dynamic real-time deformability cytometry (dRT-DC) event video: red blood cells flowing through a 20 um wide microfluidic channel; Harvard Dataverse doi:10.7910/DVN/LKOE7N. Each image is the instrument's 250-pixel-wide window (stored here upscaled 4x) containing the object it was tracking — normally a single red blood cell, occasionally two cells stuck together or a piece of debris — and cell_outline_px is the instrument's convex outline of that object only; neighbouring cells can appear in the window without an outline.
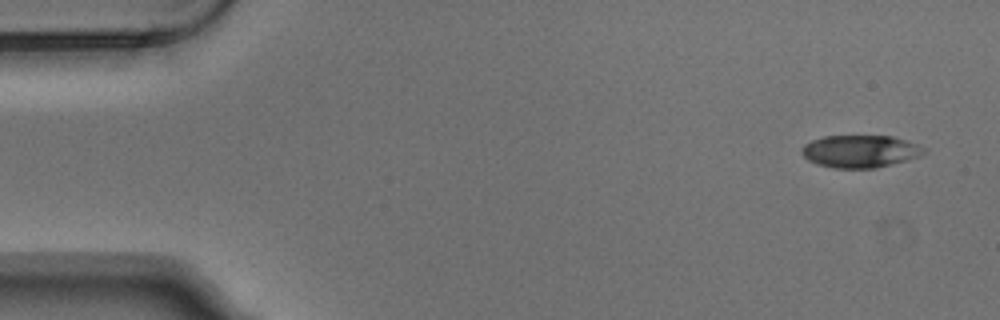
{"species": "Egyptian fruit bat (a non-hibernating species)", "species_latin": "Rousettus aegyptiacus", "temperature_condition": "warm", "stored_images_in_passage": 7, "camera_frame_rate_fps": 3000, "um_per_image_px": 0.085, "animal": {"sex": "male"}, "frame": {"image": 1, "passage_image": 1, "time_ms": 0.0, "image_size_px": [1000, 320], "cell_outline_px": [[928, 152], [920, 156], [876, 168], [832, 168], [816, 164], [808, 160], [800, 152], [800, 148], [804, 144], [812, 140], [824, 136], [892, 136], [920, 144], [928, 148]], "centroid_in_image_um": [73.13, 12.86], "position_along_channel_um": 11.9, "area_um2": 23.41}}
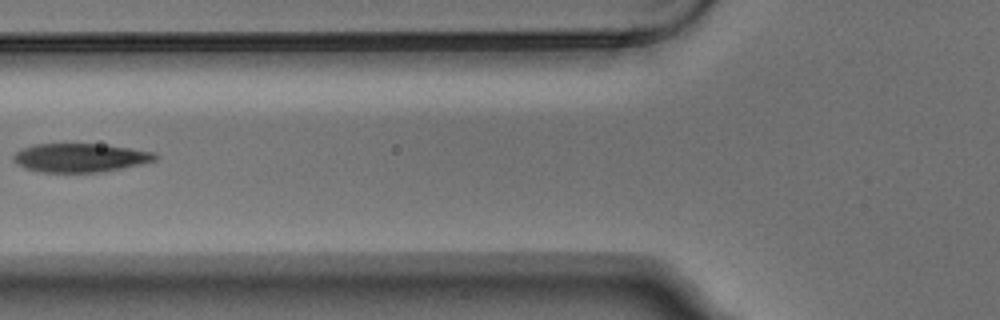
{"frame": {"image": 2, "passage_image": 6, "time_ms": 1.667, "image_size_px": [1000, 320], "cell_outline_px": [[160, 156], [156, 160], [140, 164], [100, 172], [40, 172], [24, 168], [16, 164], [12, 160], [12, 156], [20, 148], [36, 144], [100, 144], [156, 152]], "centroid_in_image_um": [6.78, 13.4], "position_along_channel_um": 119.0, "area_um2": 23.76}}
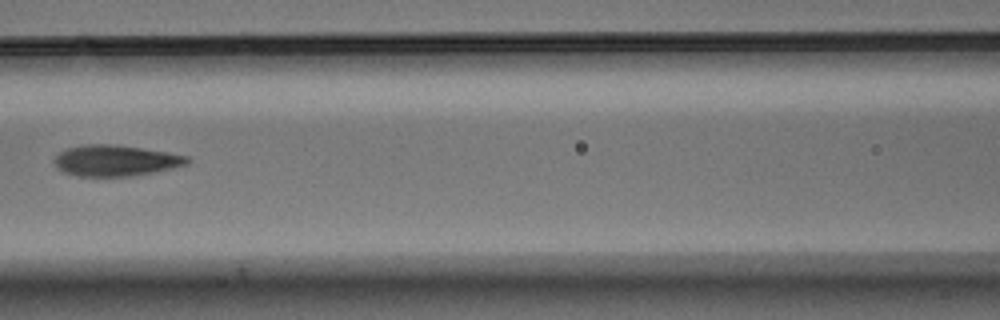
{"frame": {"image": 3, "passage_image": 7, "time_ms": 2.0, "image_size_px": [1000, 320], "cell_outline_px": [[192, 160], [188, 164], [156, 172], [132, 176], [76, 176], [64, 172], [52, 160], [60, 152], [68, 148], [84, 144], [108, 144], [140, 148], [168, 152], [188, 156]], "centroid_in_image_um": [9.86, 13.65], "position_along_channel_um": 156.7, "area_um2": 23.93}}